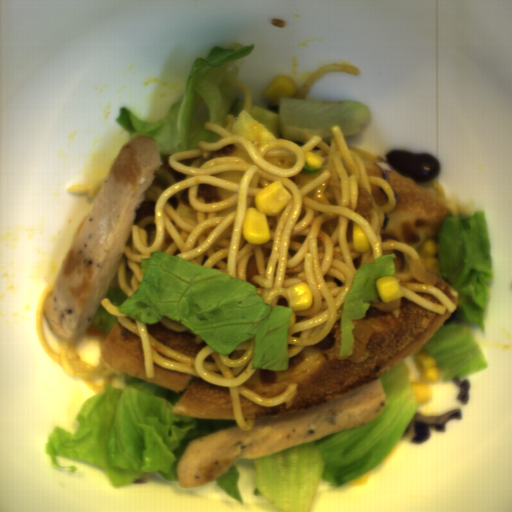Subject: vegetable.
I'll return each mask as SVG.
<instances>
[{
    "mask_svg": "<svg viewBox=\"0 0 512 512\" xmlns=\"http://www.w3.org/2000/svg\"><path fill=\"white\" fill-rule=\"evenodd\" d=\"M140 264L136 291L106 293L118 311L145 324L164 317L180 323L222 356L254 338L251 369H289L292 307L269 304L250 281L163 251L140 257Z\"/></svg>",
    "mask_w": 512,
    "mask_h": 512,
    "instance_id": "add77e79",
    "label": "vegetable"
},
{
    "mask_svg": "<svg viewBox=\"0 0 512 512\" xmlns=\"http://www.w3.org/2000/svg\"><path fill=\"white\" fill-rule=\"evenodd\" d=\"M174 404L156 395L154 382L124 388L106 384L76 413L77 432L58 426L47 435L44 453L52 466L67 472L78 467L59 465L57 457L101 467L116 490L146 473L178 481L177 464L187 442L209 432L197 427L196 418L172 412Z\"/></svg>",
    "mask_w": 512,
    "mask_h": 512,
    "instance_id": "ea0f7189",
    "label": "vegetable"
},
{
    "mask_svg": "<svg viewBox=\"0 0 512 512\" xmlns=\"http://www.w3.org/2000/svg\"><path fill=\"white\" fill-rule=\"evenodd\" d=\"M384 389L380 416L363 427L333 433L269 455L251 459L255 468L252 494L264 496L279 512H308L318 484L329 490L358 478L390 455L412 421L419 403L411 369L404 359L379 375Z\"/></svg>",
    "mask_w": 512,
    "mask_h": 512,
    "instance_id": "f7b5029e",
    "label": "vegetable"
},
{
    "mask_svg": "<svg viewBox=\"0 0 512 512\" xmlns=\"http://www.w3.org/2000/svg\"><path fill=\"white\" fill-rule=\"evenodd\" d=\"M442 277L460 293L455 323L439 326L421 350H427L442 380L471 376L489 367L470 325L485 332L490 300L488 283L493 280L492 248L486 211L470 216L446 215L437 234Z\"/></svg>",
    "mask_w": 512,
    "mask_h": 512,
    "instance_id": "96ceb2fe",
    "label": "vegetable"
},
{
    "mask_svg": "<svg viewBox=\"0 0 512 512\" xmlns=\"http://www.w3.org/2000/svg\"><path fill=\"white\" fill-rule=\"evenodd\" d=\"M256 44L240 49L215 46L207 57L197 56L187 76L180 102L168 114L149 122L133 109L120 107L116 124L123 127L132 140L137 135H151L159 153L172 154L179 150L200 148L202 140L214 141L223 136L205 129L206 122L227 127V115L235 119L244 106L245 93L237 76L239 58L248 57ZM234 69H229V68ZM198 94L203 99L195 110Z\"/></svg>",
    "mask_w": 512,
    "mask_h": 512,
    "instance_id": "f1789d4c",
    "label": "vegetable"
},
{
    "mask_svg": "<svg viewBox=\"0 0 512 512\" xmlns=\"http://www.w3.org/2000/svg\"><path fill=\"white\" fill-rule=\"evenodd\" d=\"M278 113L251 105L252 119L264 124L277 138L299 140L307 143L305 132L321 137L331 147L334 137L331 127L340 126L345 136L354 135L372 117L367 103L355 99L316 100L291 98L278 99Z\"/></svg>",
    "mask_w": 512,
    "mask_h": 512,
    "instance_id": "8f37a823",
    "label": "vegetable"
},
{
    "mask_svg": "<svg viewBox=\"0 0 512 512\" xmlns=\"http://www.w3.org/2000/svg\"><path fill=\"white\" fill-rule=\"evenodd\" d=\"M396 254H385L373 262H365L355 271L351 289L345 297L340 324L339 358L353 356L356 328L351 319L365 318L370 303L379 298L377 279L381 276L395 277Z\"/></svg>",
    "mask_w": 512,
    "mask_h": 512,
    "instance_id": "6e5ebb59",
    "label": "vegetable"
},
{
    "mask_svg": "<svg viewBox=\"0 0 512 512\" xmlns=\"http://www.w3.org/2000/svg\"><path fill=\"white\" fill-rule=\"evenodd\" d=\"M240 477V471L237 464H233L226 471L225 474L215 478L216 485L222 489L226 494L232 497V499L240 502L243 505V498L238 486V480Z\"/></svg>",
    "mask_w": 512,
    "mask_h": 512,
    "instance_id": "b0100df1",
    "label": "vegetable"
},
{
    "mask_svg": "<svg viewBox=\"0 0 512 512\" xmlns=\"http://www.w3.org/2000/svg\"><path fill=\"white\" fill-rule=\"evenodd\" d=\"M117 321L118 320L116 316L108 313L101 304L92 320V323L94 328L106 334L110 333L112 327L115 325Z\"/></svg>",
    "mask_w": 512,
    "mask_h": 512,
    "instance_id": "8f987158",
    "label": "vegetable"
}]
</instances>
